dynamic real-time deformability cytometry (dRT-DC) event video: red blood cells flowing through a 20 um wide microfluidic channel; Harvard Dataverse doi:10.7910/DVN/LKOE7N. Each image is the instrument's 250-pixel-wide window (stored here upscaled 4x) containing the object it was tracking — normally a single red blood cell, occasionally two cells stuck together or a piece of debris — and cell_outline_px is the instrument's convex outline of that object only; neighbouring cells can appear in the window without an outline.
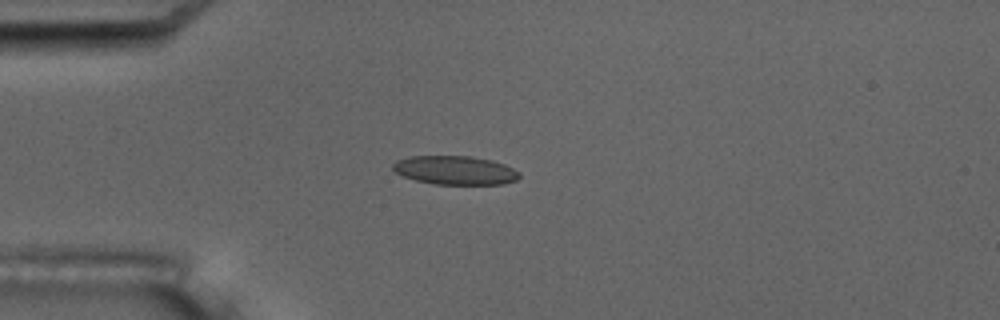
{"species": "common noctule bat (a hibernating species)", "species_latin": "Nyctalus noctula", "temperature_condition": "room temperature", "stored_images_in_passage": 7, "camera_frame_rate_fps": 3000, "um_per_image_px": 0.085, "animal": {"sex": "male", "body_mass_g": 17.5, "forearm_length_mm": 52.3}, "frame": {"image": 1, "passage_image": 3, "time_ms": 2.667, "image_size_px": [1000, 320], "cell_outline_px": [[520, 176], [516, 180], [504, 184], [436, 184], [416, 180], [404, 176], [396, 172], [392, 168], [392, 164], [396, 160], [408, 156], [472, 156], [492, 160], [504, 164], [520, 172]], "centroid_in_image_um": [38.69, 14.46], "position_along_channel_um": 46.3, "area_um2": 21.21}}